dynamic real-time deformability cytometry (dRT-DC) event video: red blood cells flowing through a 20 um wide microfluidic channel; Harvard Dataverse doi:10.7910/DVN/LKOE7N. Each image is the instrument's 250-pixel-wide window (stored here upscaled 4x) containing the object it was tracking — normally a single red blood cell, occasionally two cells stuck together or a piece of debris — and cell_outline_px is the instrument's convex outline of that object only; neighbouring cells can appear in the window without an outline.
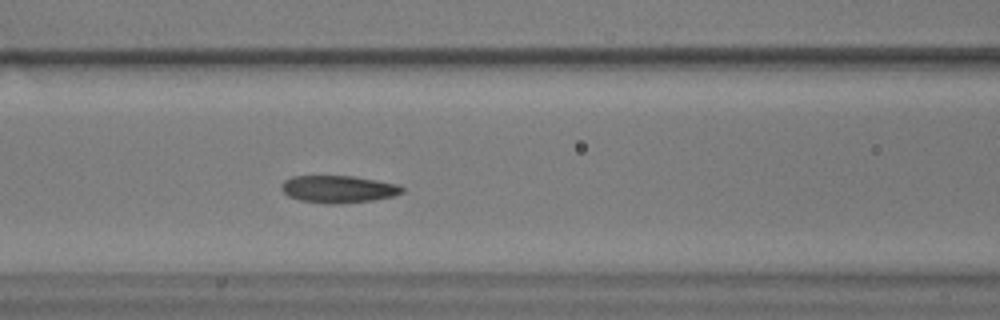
{"species": "common noctule bat (a hibernating species)", "species_latin": "Nyctalus noctula", "temperature_condition": "warm", "stored_images_in_passage": 55, "camera_frame_rate_fps": 3000, "um_per_image_px": 0.085, "animal": {"sex": "male", "body_mass_g": 17.9}, "frame": {"image": 1, "passage_image": 21, "time_ms": 6.667, "image_size_px": [1000, 320], "cell_outline_px": [[404, 192], [392, 196], [372, 200], [340, 204], [324, 204], [300, 200], [288, 196], [280, 188], [280, 184], [284, 180], [292, 176], [352, 176], [400, 184], [404, 188]], "centroid_in_image_um": [28.74, 16.08], "position_along_channel_um": 137.9, "area_um2": 19.36}}
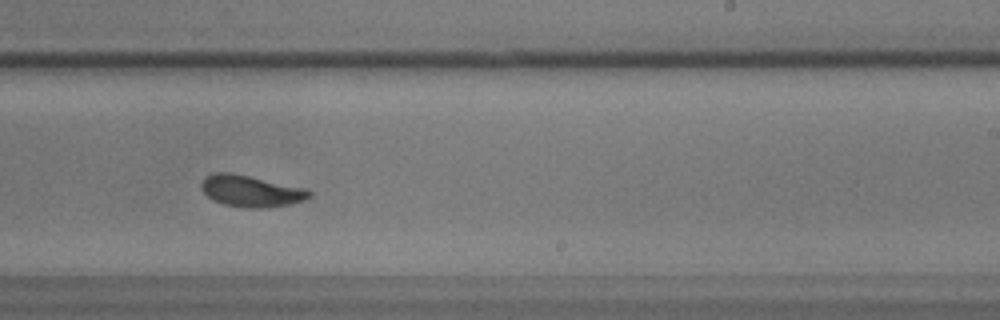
{"frame": {"image": 2, "passage_image": 32, "time_ms": 10.333, "image_size_px": [1000, 320], "cell_outline_px": [[312, 196], [304, 200], [292, 204], [264, 208], [248, 208], [224, 204], [212, 200], [200, 188], [200, 184], [208, 176], [216, 172], [228, 172], [248, 176], [300, 188], [312, 192]], "centroid_in_image_um": [21.3, 16.26], "position_along_channel_um": 267.7, "area_um2": 19.36}}
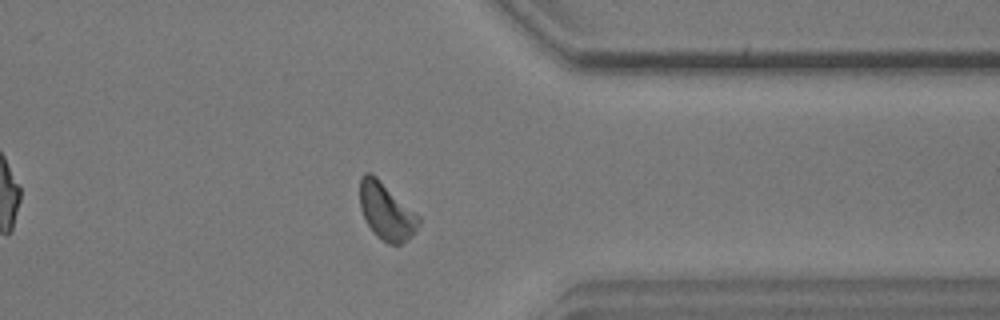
{"frame": {"image": 3, "passage_image": 42, "time_ms": 13.667, "image_size_px": [1000, 320], "cell_outline_px": [[420, 224], [416, 232], [408, 240], [400, 244], [388, 244], [376, 236], [372, 232], [360, 208], [360, 176], [364, 172], [372, 172], [420, 216]], "centroid_in_image_um": [32.85, 17.96], "position_along_channel_um": 378.6, "area_um2": 19.77}, "authors_computed_cell_mechanics": {"area_um2": 19.3052, "velocity_mm_per_s": 3.5521, "shape_relaxation_time_tau1_ms": 3.6238, "shape_relaxation_time_tau2_ms": 2.1933, "deformation_change_tau1": 0.151, "deformation_change_tau2": 0.0913}}